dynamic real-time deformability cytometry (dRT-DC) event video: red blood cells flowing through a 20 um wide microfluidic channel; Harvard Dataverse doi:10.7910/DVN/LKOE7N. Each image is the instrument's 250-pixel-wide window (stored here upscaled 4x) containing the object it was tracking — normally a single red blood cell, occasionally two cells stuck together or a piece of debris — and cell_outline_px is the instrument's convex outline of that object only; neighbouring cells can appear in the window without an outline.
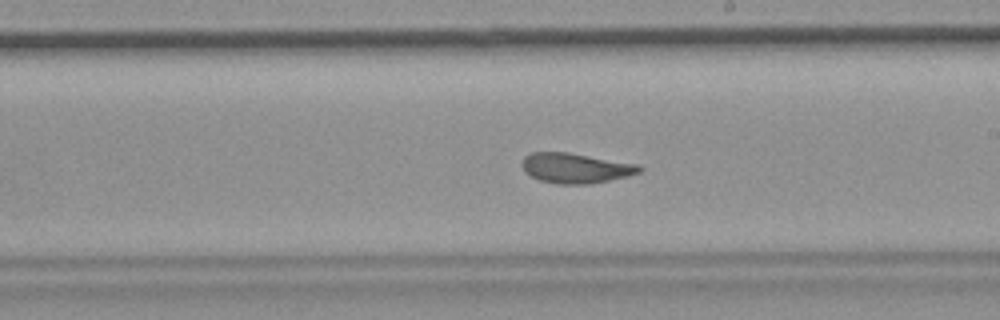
{"species": "common noctule bat (a hibernating species)", "species_latin": "Nyctalus noctula", "temperature_condition": "room temperature", "stored_images_in_passage": 41, "camera_frame_rate_fps": 3000, "um_per_image_px": 0.085, "animal": {"sex": "female", "body_mass_g": 19.9}, "frame": {"image": 1, "passage_image": 24, "time_ms": 7.667, "image_size_px": [1000, 320], "cell_outline_px": [[644, 168], [640, 172], [628, 176], [588, 184], [556, 184], [540, 180], [524, 172], [520, 164], [524, 156], [532, 152], [568, 152], [640, 164]], "centroid_in_image_um": [48.92, 14.28], "position_along_channel_um": 240.1, "area_um2": 20.75}, "authors_computed_cell_mechanics": {"area_um2": 21.097, "velocity_mm_per_s": 3.6886, "shape_relaxation_time_tau1_ms": 7.2573, "shape_relaxation_time_tau2_ms": 1.2235, "deformation_change_tau1": 0.1802, "deformation_change_tau2": 0.0898}}